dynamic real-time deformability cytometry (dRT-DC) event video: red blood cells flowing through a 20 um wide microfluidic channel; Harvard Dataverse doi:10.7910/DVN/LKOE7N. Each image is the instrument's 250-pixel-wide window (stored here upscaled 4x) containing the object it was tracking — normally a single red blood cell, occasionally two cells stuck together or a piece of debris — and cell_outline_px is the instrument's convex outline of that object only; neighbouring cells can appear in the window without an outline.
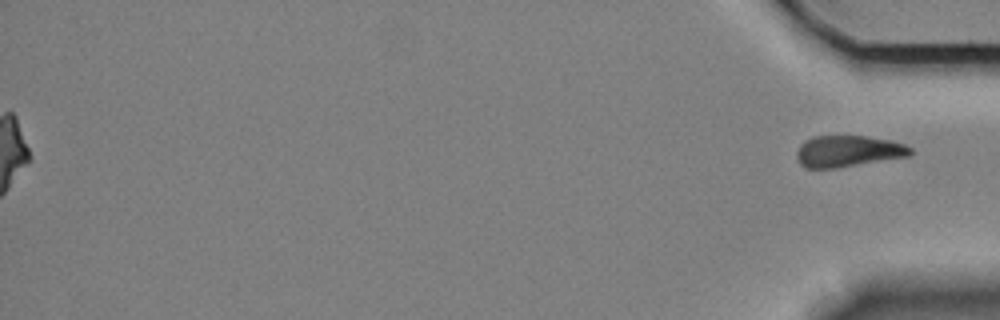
{"species": "Egyptian fruit bat (a non-hibernating species)", "species_latin": "Rousettus aegyptiacus", "temperature_condition": "cold", "stored_images_in_passage": 61, "segment_of_instrument_passage": [2, 2], "camera_frame_rate_fps": 3000, "um_per_image_px": 0.085, "animal": {"sex": "female"}, "frame": {"image": 1, "passage_image": 61, "time_ms": 20.0, "image_size_px": [1000, 320], "cell_outline_px": [[912, 156], [836, 168], [804, 168], [800, 164], [796, 156], [796, 152], [800, 144], [804, 140], [812, 136], [868, 136], [888, 140], [904, 144], [912, 148]], "centroid_in_image_um": [72.08, 12.85], "position_along_channel_um": 363.1, "area_um2": 21.04}}